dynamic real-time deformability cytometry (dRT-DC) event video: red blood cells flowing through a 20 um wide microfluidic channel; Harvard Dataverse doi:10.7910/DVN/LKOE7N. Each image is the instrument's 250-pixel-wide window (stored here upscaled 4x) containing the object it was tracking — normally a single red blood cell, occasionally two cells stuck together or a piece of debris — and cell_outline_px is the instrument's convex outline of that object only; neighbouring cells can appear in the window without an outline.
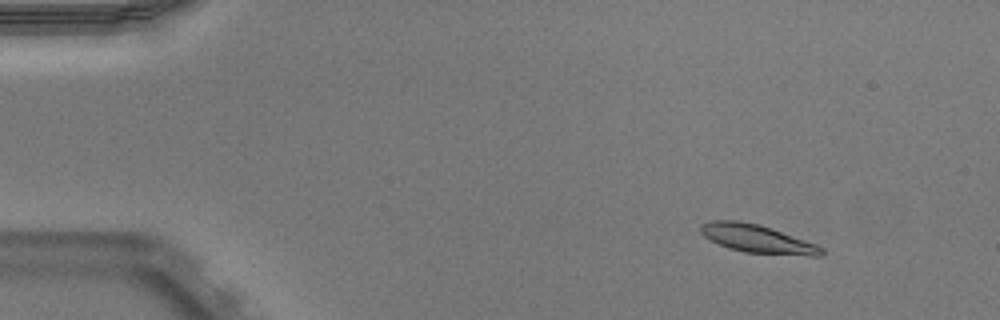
{"species": "Egyptian fruit bat (a non-hibernating species)", "species_latin": "Rousettus aegyptiacus", "temperature_condition": "warm", "stored_images_in_passage": 53, "camera_frame_rate_fps": 3000, "um_per_image_px": 0.085, "animal": {"sex": "male"}, "frame": {"image": 1, "passage_image": 7, "time_ms": 2.0, "image_size_px": [1000, 320], "cell_outline_px": [[824, 252], [820, 256], [808, 256], [744, 252], [728, 248], [708, 240], [700, 232], [700, 228], [704, 224], [712, 220], [740, 220], [756, 224], [816, 244], [824, 248]], "centroid_in_image_um": [64.34, 20.31], "position_along_channel_um": 20.7, "area_um2": 19.59}}
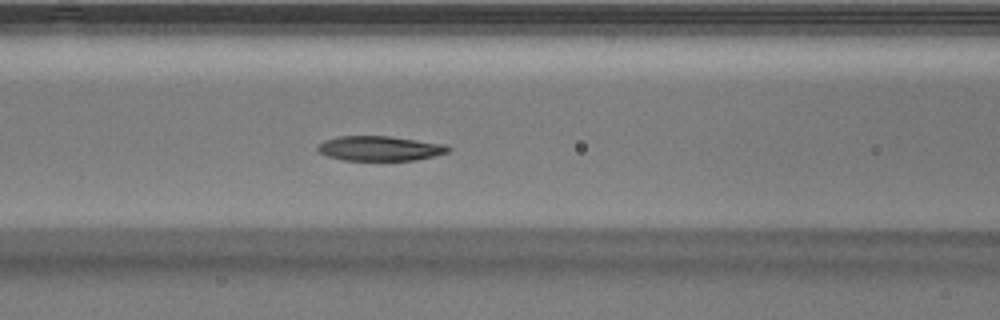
{"frame": {"image": 2, "passage_image": 23, "time_ms": 7.333, "image_size_px": [1000, 320], "cell_outline_px": [[452, 148], [448, 152], [416, 160], [344, 160], [328, 156], [320, 152], [316, 148], [324, 140], [336, 136], [388, 136], [448, 144]], "centroid_in_image_um": [32.31, 12.6], "position_along_channel_um": 134.3, "area_um2": 18.84}}
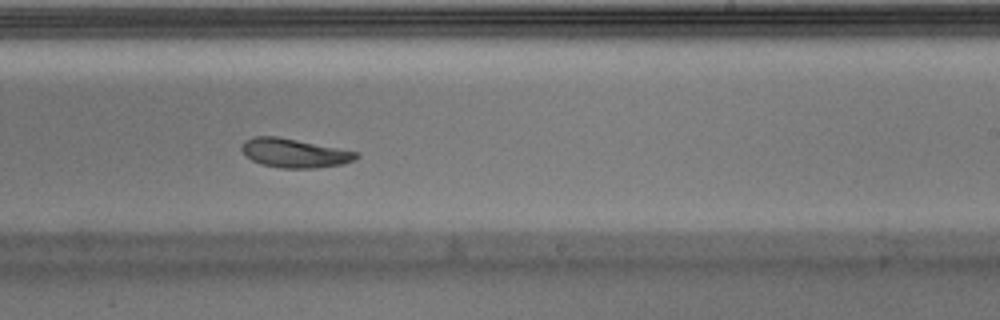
{"frame": {"image": 3, "passage_image": 33, "time_ms": 10.667, "image_size_px": [1000, 320], "cell_outline_px": [[360, 156], [344, 164], [316, 168], [284, 168], [264, 164], [252, 160], [244, 156], [240, 148], [244, 140], [252, 136], [276, 136], [360, 152]], "centroid_in_image_um": [25.01, 13.0], "position_along_channel_um": 264.0, "area_um2": 19.36}, "authors_computed_cell_mechanics": {"area_um2": 19.5942, "velocity_mm_per_s": 3.9003, "shape_relaxation_time_tau1_ms": 3.784, "shape_relaxation_time_tau2_ms": 7.6412, "deformation_change_tau1": 0.1408, "deformation_change_tau2": 0.1431}}